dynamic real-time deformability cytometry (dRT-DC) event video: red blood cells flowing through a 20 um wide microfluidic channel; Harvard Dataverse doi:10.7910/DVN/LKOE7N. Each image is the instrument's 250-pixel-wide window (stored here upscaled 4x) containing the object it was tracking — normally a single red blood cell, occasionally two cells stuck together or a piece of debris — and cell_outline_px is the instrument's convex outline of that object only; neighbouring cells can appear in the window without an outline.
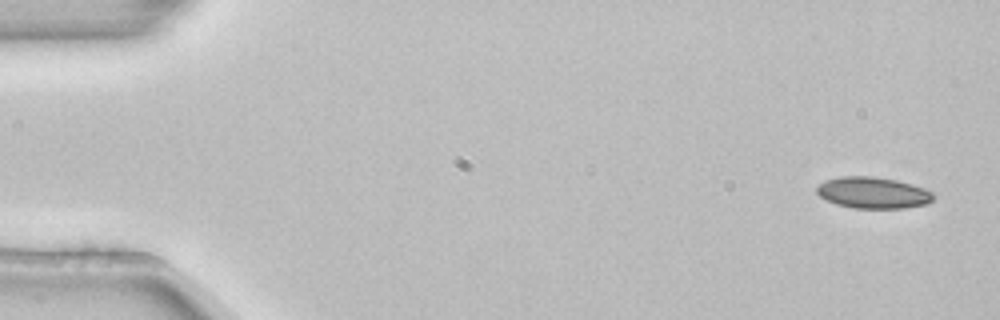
{"species": "common noctule bat (a hibernating species)", "species_latin": "Nyctalus noctula", "temperature_condition": "room temperature", "stored_images_in_passage": 6, "camera_frame_rate_fps": 3000, "um_per_image_px": 0.085, "animal": {"sex": "female", "body_mass_g": 22.7, "forearm_length_mm": 54.2}, "frame": {"image": 1, "passage_image": 1, "time_ms": 0.0, "image_size_px": [1000, 320], "cell_outline_px": [[936, 196], [928, 204], [904, 208], [852, 208], [836, 204], [820, 196], [816, 192], [816, 188], [824, 180], [840, 176], [872, 176], [896, 180], [912, 184], [924, 188], [932, 192]], "centroid_in_image_um": [74.22, 16.38], "position_along_channel_um": 10.8, "area_um2": 21.44}}
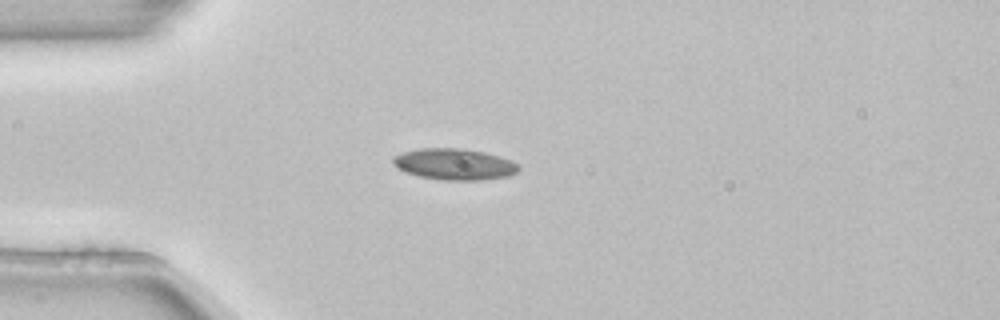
{"frame": {"image": 2, "passage_image": 4, "time_ms": 1.0, "image_size_px": [1000, 320], "cell_outline_px": [[520, 168], [516, 172], [508, 176], [484, 180], [440, 180], [420, 176], [404, 172], [392, 164], [392, 156], [404, 152], [420, 148], [464, 148], [484, 152], [500, 156], [512, 160]], "centroid_in_image_um": [38.6, 13.95], "position_along_channel_um": 46.4, "area_um2": 23.06}}